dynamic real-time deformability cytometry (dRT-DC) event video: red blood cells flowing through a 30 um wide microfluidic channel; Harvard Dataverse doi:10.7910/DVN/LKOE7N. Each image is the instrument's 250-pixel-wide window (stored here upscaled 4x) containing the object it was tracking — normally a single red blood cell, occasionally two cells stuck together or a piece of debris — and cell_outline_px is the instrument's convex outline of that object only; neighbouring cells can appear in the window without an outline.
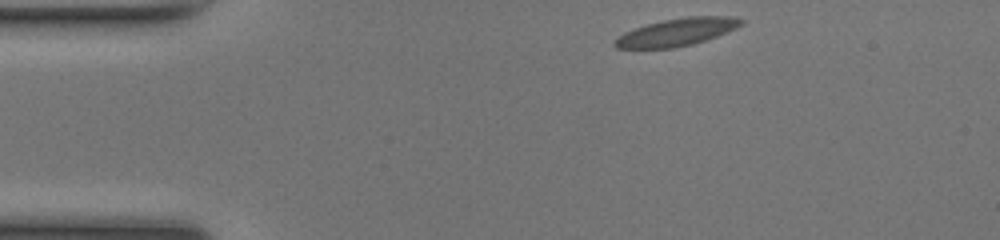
{"species": "common noctule bat (a hibernating species)", "species_latin": "Nyctalus noctula", "temperature_condition": "room temperature", "stored_images_in_passage": 43, "camera_frame_rate_fps": 3000, "um_per_image_px": 0.085, "animal": {"sex": "female", "body_mass_g": 17.0, "forearm_length_mm": 48.0}, "frame": {"image": 1, "passage_image": 1, "time_ms": 0.0, "image_size_px": [1000, 240], "cell_outline_px": [[744, 24], [736, 28], [716, 36], [692, 44], [672, 48], [616, 48], [612, 44], [624, 32], [648, 24], [664, 20], [688, 16], [732, 16], [744, 20]], "centroid_in_image_um": [57.56, 2.72], "position_along_channel_um": 27.4, "area_um2": 20.0}}
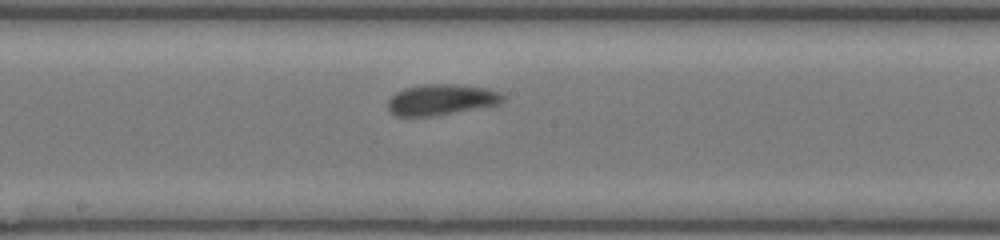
{"frame": {"image": 2, "passage_image": 19, "time_ms": 6.0, "image_size_px": [1000, 240], "cell_outline_px": [[504, 100], [500, 104], [436, 116], [396, 116], [388, 108], [388, 100], [396, 92], [404, 88], [424, 84], [456, 84], [484, 88], [500, 92], [504, 96]], "centroid_in_image_um": [37.51, 8.47], "position_along_channel_um": 210.7, "area_um2": 20.69}}
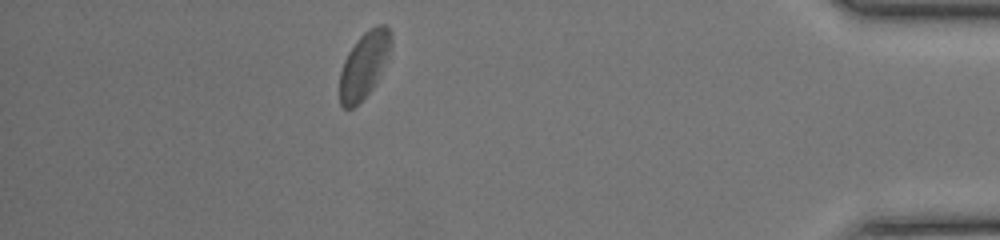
{"frame": {"image": 3, "passage_image": 37, "time_ms": 12.0, "image_size_px": [1000, 240], "cell_outline_px": [[392, 44], [388, 56], [372, 88], [352, 108], [344, 108], [340, 104], [340, 72], [344, 60], [348, 52], [356, 40], [368, 28], [376, 24], [384, 24], [392, 32]], "centroid_in_image_um": [30.95, 5.45], "position_along_channel_um": 404.2, "area_um2": 19.59}, "authors_computed_cell_mechanics": {"area_um2": 20.1144, "velocity_mm_per_s": 4.0868, "shape_relaxation_time_tau1_ms": 3.8599, "shape_relaxation_time_tau2_ms": 0.9579, "deformation_change_tau1": 0.094, "deformation_change_tau2": 0.0538}}